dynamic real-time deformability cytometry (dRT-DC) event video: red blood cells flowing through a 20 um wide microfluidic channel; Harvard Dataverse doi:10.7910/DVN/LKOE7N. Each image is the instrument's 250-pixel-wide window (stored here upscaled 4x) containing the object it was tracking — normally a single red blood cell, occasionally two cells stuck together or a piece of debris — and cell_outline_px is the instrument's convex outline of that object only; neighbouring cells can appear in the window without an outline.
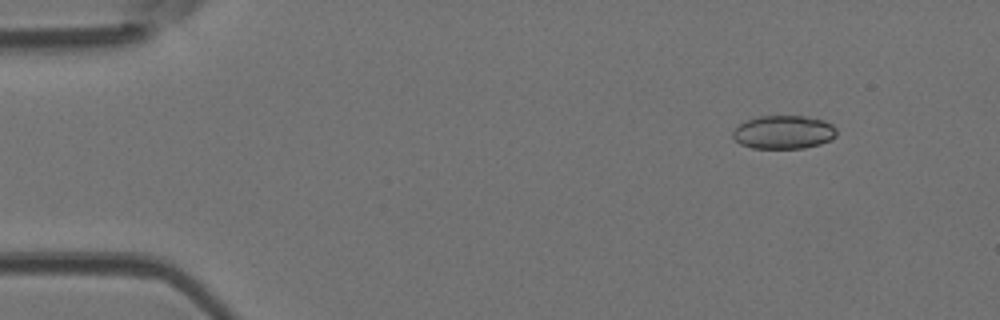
{"species": "Egyptian fruit bat (a non-hibernating species)", "species_latin": "Rousettus aegyptiacus", "temperature_condition": "room temperature", "stored_images_in_passage": 6, "camera_frame_rate_fps": 3000, "um_per_image_px": 0.085, "animal": {"sex": "female"}, "frame": {"image": 1, "passage_image": 2, "time_ms": 0.333, "image_size_px": [1000, 320], "cell_outline_px": [[836, 136], [820, 144], [804, 148], [752, 148], [740, 144], [732, 136], [732, 132], [740, 124], [748, 120], [760, 116], [804, 116], [824, 120], [832, 124], [836, 128]], "centroid_in_image_um": [66.61, 11.23], "position_along_channel_um": 18.4, "area_um2": 20.11}}
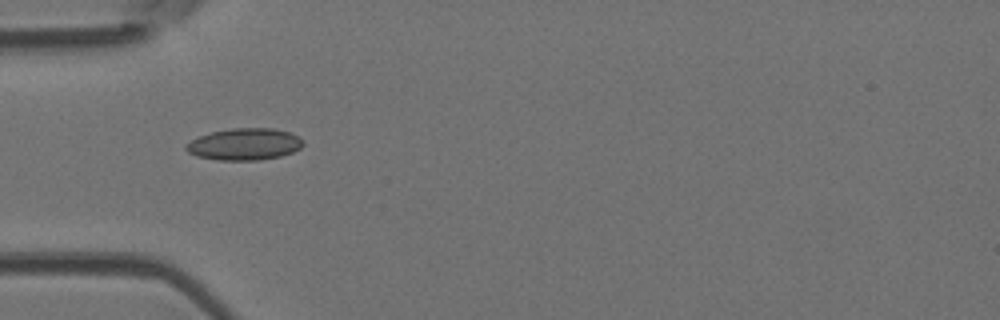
{"frame": {"image": 2, "passage_image": 5, "time_ms": 1.333, "image_size_px": [1000, 320], "cell_outline_px": [[304, 144], [300, 148], [292, 152], [280, 156], [260, 160], [220, 160], [196, 156], [188, 152], [184, 148], [184, 144], [200, 136], [212, 132], [232, 128], [272, 128], [288, 132], [300, 136], [304, 140]], "centroid_in_image_um": [20.79, 12.26], "position_along_channel_um": 64.2, "area_um2": 21.73}}
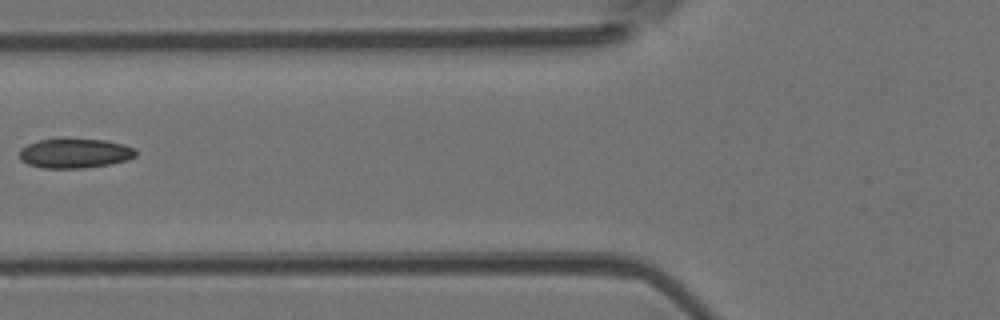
{"frame": {"image": 3, "passage_image": 6, "time_ms": 1.667, "image_size_px": [1000, 320], "cell_outline_px": [[136, 156], [128, 160], [112, 164], [84, 168], [44, 168], [28, 164], [20, 160], [20, 148], [28, 144], [40, 140], [108, 140], [124, 144], [136, 148]], "centroid_in_image_um": [6.41, 13.05], "position_along_channel_um": 119.4, "area_um2": 19.94}}